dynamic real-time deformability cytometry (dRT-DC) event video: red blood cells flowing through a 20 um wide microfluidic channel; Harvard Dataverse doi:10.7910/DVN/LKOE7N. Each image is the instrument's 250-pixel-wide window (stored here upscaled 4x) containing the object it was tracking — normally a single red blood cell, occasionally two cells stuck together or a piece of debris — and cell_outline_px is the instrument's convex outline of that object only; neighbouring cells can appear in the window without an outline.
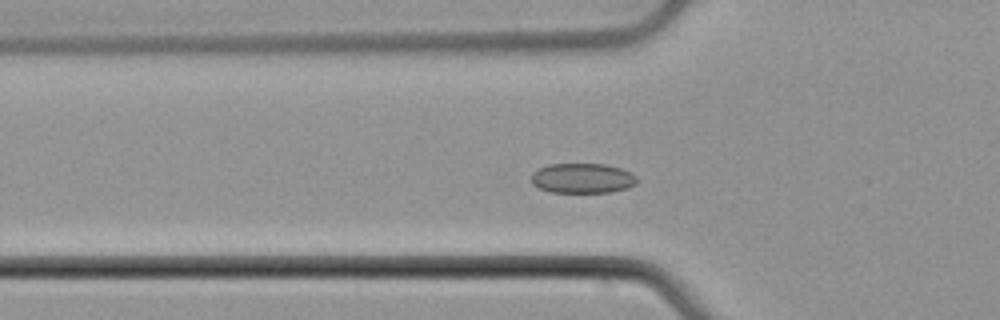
{"species": "common noctule bat (a hibernating species)", "species_latin": "Nyctalus noctula", "temperature_condition": "cold", "stored_images_in_passage": 52, "camera_frame_rate_fps": 3000, "um_per_image_px": 0.085, "animal": {"sex": "male", "body_mass_g": 21.5, "forearm_length_mm": 52.0}, "frame": {"image": 1, "passage_image": 17, "time_ms": 5.333, "image_size_px": [1000, 320], "cell_outline_px": [[640, 180], [636, 184], [628, 188], [612, 192], [552, 192], [540, 188], [532, 184], [532, 172], [548, 164], [604, 164], [620, 168], [632, 172]], "centroid_in_image_um": [49.56, 15.15], "position_along_channel_um": 76.2, "area_um2": 18.55}}
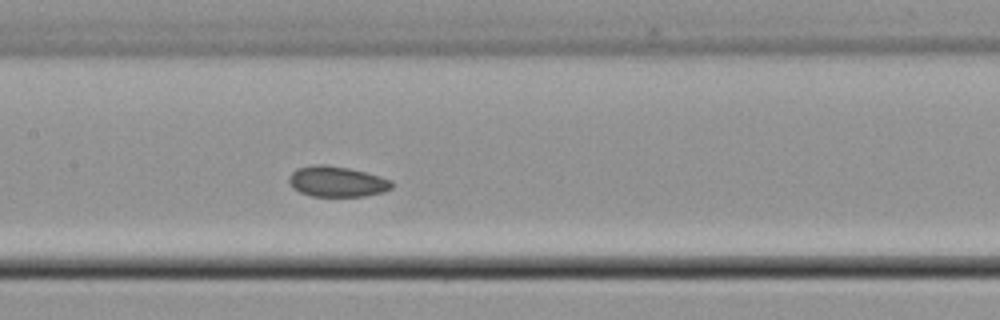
{"frame": {"image": 2, "passage_image": 25, "time_ms": 8.0, "image_size_px": [1000, 320], "cell_outline_px": [[392, 188], [384, 192], [364, 196], [312, 196], [300, 192], [292, 188], [288, 180], [288, 176], [296, 168], [312, 164], [324, 164], [348, 168], [380, 176], [392, 180]], "centroid_in_image_um": [28.61, 15.43], "position_along_channel_um": 178.8, "area_um2": 18.44}}
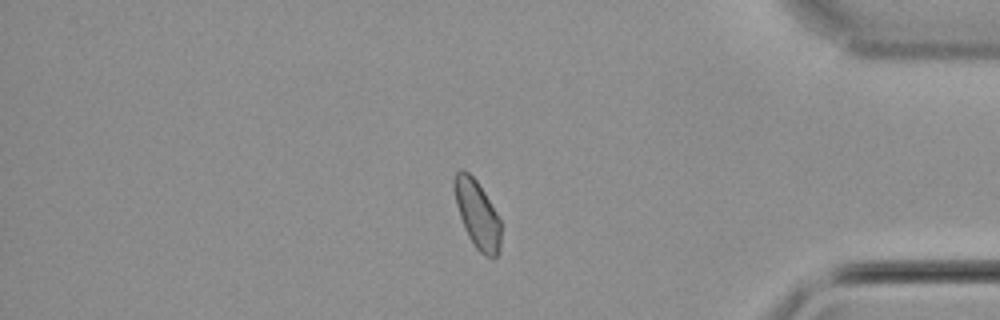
{"frame": {"image": 3, "passage_image": 44, "time_ms": 14.333, "image_size_px": [1000, 320], "cell_outline_px": [[500, 248], [496, 256], [492, 260], [484, 256], [476, 248], [468, 236], [464, 228], [456, 204], [452, 184], [452, 180], [456, 172], [460, 168], [464, 168], [476, 180], [484, 192], [496, 212], [500, 220]], "centroid_in_image_um": [40.54, 18.2], "position_along_channel_um": 394.7, "area_um2": 18.55}, "authors_computed_cell_mechanics": {"area_um2": 18.9584, "velocity_mm_per_s": 3.8709, "shape_relaxation_time_tau1_ms": null, "shape_relaxation_time_tau2_ms": 2.7734, "deformation_change_tau1": null, "deformation_change_tau2": 0.0525}}